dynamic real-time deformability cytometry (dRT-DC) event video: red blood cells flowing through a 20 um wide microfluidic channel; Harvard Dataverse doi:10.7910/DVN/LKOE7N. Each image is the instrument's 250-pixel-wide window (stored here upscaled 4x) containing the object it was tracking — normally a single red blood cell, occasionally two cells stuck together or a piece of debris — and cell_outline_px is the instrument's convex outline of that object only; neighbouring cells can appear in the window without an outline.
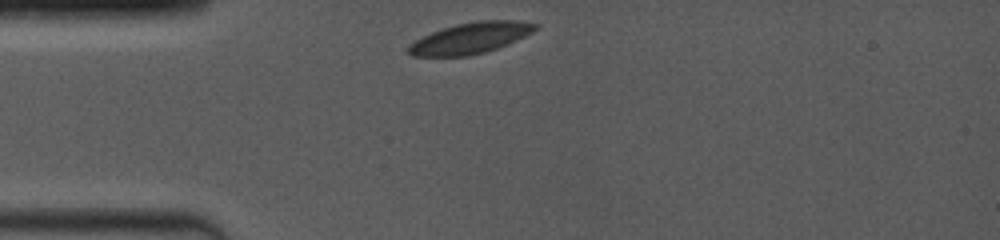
{"species": "common noctule bat (a hibernating species)", "species_latin": "Nyctalus noctula", "temperature_condition": "room temperature", "stored_images_in_passage": 32, "camera_frame_rate_fps": 4000, "um_per_image_px": 0.085, "animal": {"sex": "female", "body_mass_g": 19.0, "forearm_length_mm": 53.3}, "frame": {"image": 1, "passage_image": 1, "time_ms": 0.0, "image_size_px": [1000, 240], "cell_outline_px": [[540, 24], [532, 32], [508, 44], [484, 52], [468, 56], [412, 56], [408, 52], [408, 44], [432, 32], [456, 24], [476, 20], [516, 20]], "centroid_in_image_um": [40.0, 3.23], "position_along_channel_um": 45.0, "area_um2": 22.77}}
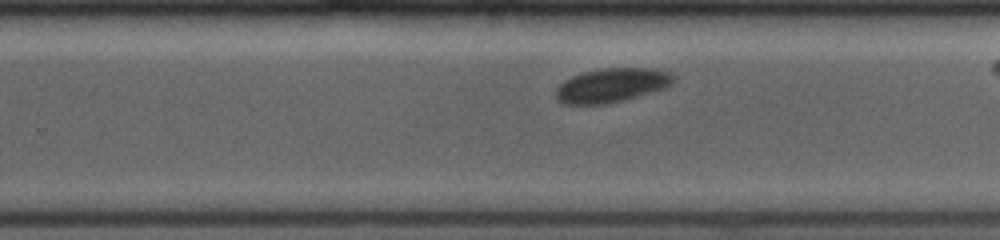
{"frame": {"image": 2, "passage_image": 20, "time_ms": 6.5, "image_size_px": [1000, 240], "cell_outline_px": [[676, 80], [668, 88], [624, 100], [608, 104], [560, 104], [556, 100], [556, 88], [564, 80], [572, 76], [584, 72], [600, 68], [652, 68], [668, 72]], "centroid_in_image_um": [51.99, 7.26], "position_along_channel_um": 277.8, "area_um2": 23.64}}
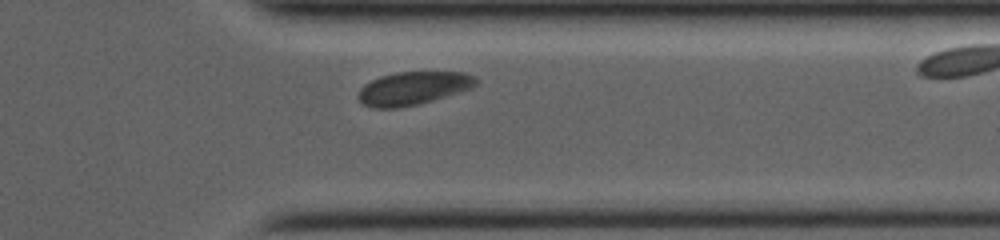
{"frame": {"image": 3, "passage_image": 28, "time_ms": 9.0, "image_size_px": [1000, 240], "cell_outline_px": [[476, 84], [472, 88], [420, 104], [396, 108], [372, 108], [364, 104], [356, 96], [360, 88], [364, 84], [380, 76], [400, 72], [464, 72], [476, 76]], "centroid_in_image_um": [35.1, 7.5], "position_along_channel_um": 376.3, "area_um2": 22.77}}